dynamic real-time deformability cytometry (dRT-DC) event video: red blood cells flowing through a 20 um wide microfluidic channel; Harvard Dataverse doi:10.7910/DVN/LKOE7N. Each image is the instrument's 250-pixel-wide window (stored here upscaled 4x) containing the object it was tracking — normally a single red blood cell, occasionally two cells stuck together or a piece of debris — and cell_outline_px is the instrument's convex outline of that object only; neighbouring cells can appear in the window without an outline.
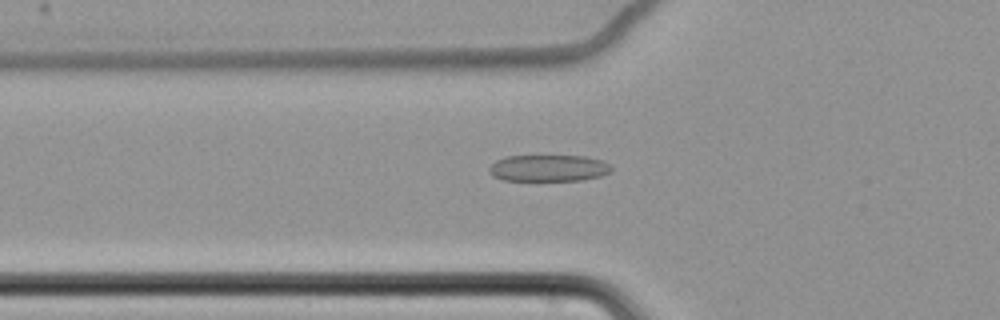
{"species": "common noctule bat (a hibernating species)", "species_latin": "Nyctalus noctula", "temperature_condition": "cold", "stored_images_in_passage": 63, "camera_frame_rate_fps": 3000, "um_per_image_px": 0.085, "animal": {"sex": "female", "body_mass_g": 22.7, "forearm_length_mm": 54.2}, "frame": {"image": 1, "passage_image": 25, "time_ms": 8.0, "image_size_px": [1000, 320], "cell_outline_px": [[612, 168], [608, 172], [600, 176], [580, 180], [504, 180], [492, 176], [488, 172], [488, 168], [496, 160], [508, 156], [584, 156], [600, 160], [608, 164]], "centroid_in_image_um": [46.57, 14.29], "position_along_channel_um": 79.2, "area_um2": 18.73}}
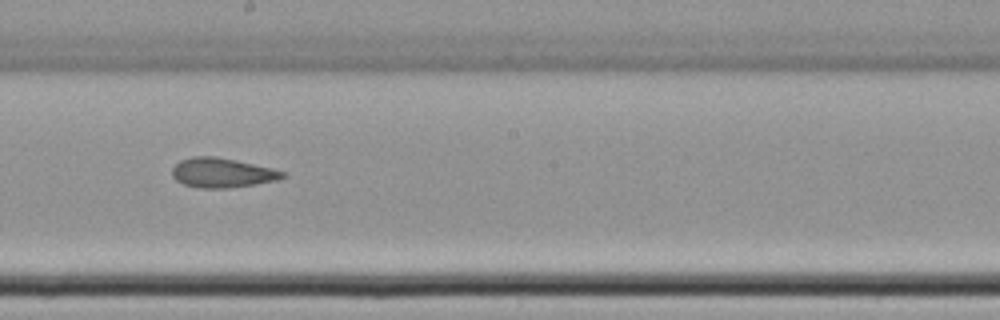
{"frame": {"image": 2, "passage_image": 38, "time_ms": 12.333, "image_size_px": [1000, 320], "cell_outline_px": [[288, 176], [280, 180], [256, 184], [228, 188], [200, 188], [184, 184], [176, 180], [172, 176], [172, 168], [180, 160], [192, 156], [216, 156], [236, 160], [272, 168], [284, 172]], "centroid_in_image_um": [18.9, 14.68], "position_along_channel_um": 229.3, "area_um2": 19.19}}
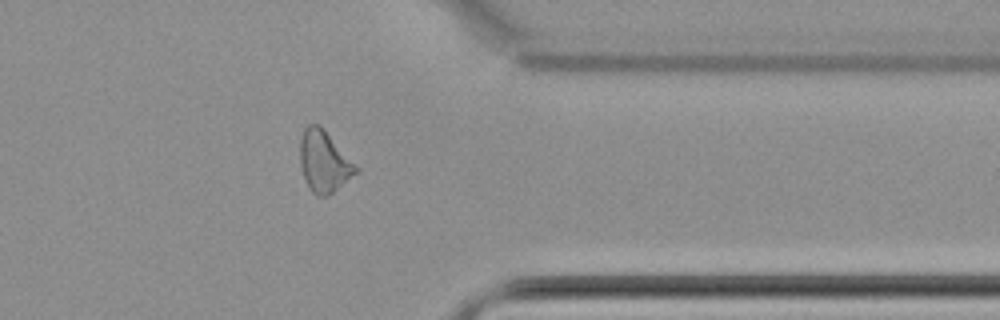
{"frame": {"image": 3, "passage_image": 52, "time_ms": 17.0, "image_size_px": [1000, 320], "cell_outline_px": [[360, 168], [356, 172], [328, 196], [316, 196], [308, 188], [300, 164], [300, 136], [304, 128], [308, 124], [320, 124], [324, 128]], "centroid_in_image_um": [27.53, 13.69], "position_along_channel_um": 383.9, "area_um2": 20.06}, "authors_computed_cell_mechanics": {"area_um2": 20.4612, "velocity_mm_per_s": 3.4757, "shape_relaxation_time_tau1_ms": 7.1125, "shape_relaxation_time_tau2_ms": 3.0887, "deformation_change_tau1": 0.1411, "deformation_change_tau2": 0.1026}}